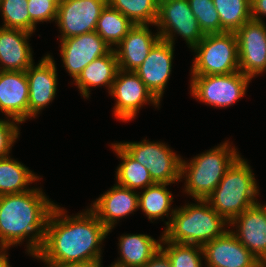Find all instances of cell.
<instances>
[{
    "mask_svg": "<svg viewBox=\"0 0 266 267\" xmlns=\"http://www.w3.org/2000/svg\"><path fill=\"white\" fill-rule=\"evenodd\" d=\"M112 148L123 160L116 171L118 185L135 190L155 184L149 170L135 161L118 143L112 144Z\"/></svg>",
    "mask_w": 266,
    "mask_h": 267,
    "instance_id": "24",
    "label": "cell"
},
{
    "mask_svg": "<svg viewBox=\"0 0 266 267\" xmlns=\"http://www.w3.org/2000/svg\"><path fill=\"white\" fill-rule=\"evenodd\" d=\"M0 267H10L9 263H8V257H7V253L5 254V249H0ZM2 252V253H1Z\"/></svg>",
    "mask_w": 266,
    "mask_h": 267,
    "instance_id": "38",
    "label": "cell"
},
{
    "mask_svg": "<svg viewBox=\"0 0 266 267\" xmlns=\"http://www.w3.org/2000/svg\"><path fill=\"white\" fill-rule=\"evenodd\" d=\"M231 224L233 226L237 224L238 230L232 232H234L239 242L260 263L266 262V207L257 203L238 215Z\"/></svg>",
    "mask_w": 266,
    "mask_h": 267,
    "instance_id": "17",
    "label": "cell"
},
{
    "mask_svg": "<svg viewBox=\"0 0 266 267\" xmlns=\"http://www.w3.org/2000/svg\"><path fill=\"white\" fill-rule=\"evenodd\" d=\"M134 24H154L158 16L159 0H107Z\"/></svg>",
    "mask_w": 266,
    "mask_h": 267,
    "instance_id": "29",
    "label": "cell"
},
{
    "mask_svg": "<svg viewBox=\"0 0 266 267\" xmlns=\"http://www.w3.org/2000/svg\"><path fill=\"white\" fill-rule=\"evenodd\" d=\"M191 93L214 107H228L245 95L252 78L241 71L224 75H192Z\"/></svg>",
    "mask_w": 266,
    "mask_h": 267,
    "instance_id": "8",
    "label": "cell"
},
{
    "mask_svg": "<svg viewBox=\"0 0 266 267\" xmlns=\"http://www.w3.org/2000/svg\"><path fill=\"white\" fill-rule=\"evenodd\" d=\"M231 148V149H230ZM240 155L228 142L181 162V177L185 174V192L197 200H206L222 180L227 169Z\"/></svg>",
    "mask_w": 266,
    "mask_h": 267,
    "instance_id": "5",
    "label": "cell"
},
{
    "mask_svg": "<svg viewBox=\"0 0 266 267\" xmlns=\"http://www.w3.org/2000/svg\"><path fill=\"white\" fill-rule=\"evenodd\" d=\"M258 191L249 164L239 156L206 201L230 224L246 209L259 203L255 200Z\"/></svg>",
    "mask_w": 266,
    "mask_h": 267,
    "instance_id": "4",
    "label": "cell"
},
{
    "mask_svg": "<svg viewBox=\"0 0 266 267\" xmlns=\"http://www.w3.org/2000/svg\"><path fill=\"white\" fill-rule=\"evenodd\" d=\"M149 235L128 234L120 237V259L114 263L119 267H143L161 248Z\"/></svg>",
    "mask_w": 266,
    "mask_h": 267,
    "instance_id": "23",
    "label": "cell"
},
{
    "mask_svg": "<svg viewBox=\"0 0 266 267\" xmlns=\"http://www.w3.org/2000/svg\"><path fill=\"white\" fill-rule=\"evenodd\" d=\"M38 179L19 161L9 156L0 158V195L27 192L30 189L26 186Z\"/></svg>",
    "mask_w": 266,
    "mask_h": 267,
    "instance_id": "25",
    "label": "cell"
},
{
    "mask_svg": "<svg viewBox=\"0 0 266 267\" xmlns=\"http://www.w3.org/2000/svg\"><path fill=\"white\" fill-rule=\"evenodd\" d=\"M62 267H103V266H101V259H99L84 263H72Z\"/></svg>",
    "mask_w": 266,
    "mask_h": 267,
    "instance_id": "37",
    "label": "cell"
},
{
    "mask_svg": "<svg viewBox=\"0 0 266 267\" xmlns=\"http://www.w3.org/2000/svg\"><path fill=\"white\" fill-rule=\"evenodd\" d=\"M14 122L20 123L15 119H12V122L0 119V158L8 157L13 143L18 138L19 129Z\"/></svg>",
    "mask_w": 266,
    "mask_h": 267,
    "instance_id": "34",
    "label": "cell"
},
{
    "mask_svg": "<svg viewBox=\"0 0 266 267\" xmlns=\"http://www.w3.org/2000/svg\"><path fill=\"white\" fill-rule=\"evenodd\" d=\"M28 101L26 71H0V110L22 123L28 119Z\"/></svg>",
    "mask_w": 266,
    "mask_h": 267,
    "instance_id": "18",
    "label": "cell"
},
{
    "mask_svg": "<svg viewBox=\"0 0 266 267\" xmlns=\"http://www.w3.org/2000/svg\"><path fill=\"white\" fill-rule=\"evenodd\" d=\"M64 215V209L55 205L47 221L43 245L35 257L47 267L101 259L100 244L110 231L90 209L74 217Z\"/></svg>",
    "mask_w": 266,
    "mask_h": 267,
    "instance_id": "1",
    "label": "cell"
},
{
    "mask_svg": "<svg viewBox=\"0 0 266 267\" xmlns=\"http://www.w3.org/2000/svg\"><path fill=\"white\" fill-rule=\"evenodd\" d=\"M138 195L134 190L116 184L102 194L90 210L110 231L117 220L139 209Z\"/></svg>",
    "mask_w": 266,
    "mask_h": 267,
    "instance_id": "19",
    "label": "cell"
},
{
    "mask_svg": "<svg viewBox=\"0 0 266 267\" xmlns=\"http://www.w3.org/2000/svg\"><path fill=\"white\" fill-rule=\"evenodd\" d=\"M160 241L168 244L165 249L161 244V249L169 257L172 267H202L200 257V254L203 255L202 246L174 243L168 241L164 236Z\"/></svg>",
    "mask_w": 266,
    "mask_h": 267,
    "instance_id": "31",
    "label": "cell"
},
{
    "mask_svg": "<svg viewBox=\"0 0 266 267\" xmlns=\"http://www.w3.org/2000/svg\"><path fill=\"white\" fill-rule=\"evenodd\" d=\"M239 70L253 78L266 71V25L250 20L236 32Z\"/></svg>",
    "mask_w": 266,
    "mask_h": 267,
    "instance_id": "12",
    "label": "cell"
},
{
    "mask_svg": "<svg viewBox=\"0 0 266 267\" xmlns=\"http://www.w3.org/2000/svg\"><path fill=\"white\" fill-rule=\"evenodd\" d=\"M213 3L226 32H236L251 20V0H213Z\"/></svg>",
    "mask_w": 266,
    "mask_h": 267,
    "instance_id": "27",
    "label": "cell"
},
{
    "mask_svg": "<svg viewBox=\"0 0 266 267\" xmlns=\"http://www.w3.org/2000/svg\"><path fill=\"white\" fill-rule=\"evenodd\" d=\"M135 161L150 172L155 183L171 184L182 179V159L164 143L124 142L118 143Z\"/></svg>",
    "mask_w": 266,
    "mask_h": 267,
    "instance_id": "7",
    "label": "cell"
},
{
    "mask_svg": "<svg viewBox=\"0 0 266 267\" xmlns=\"http://www.w3.org/2000/svg\"><path fill=\"white\" fill-rule=\"evenodd\" d=\"M32 33L0 27V71H26L32 64L27 42Z\"/></svg>",
    "mask_w": 266,
    "mask_h": 267,
    "instance_id": "21",
    "label": "cell"
},
{
    "mask_svg": "<svg viewBox=\"0 0 266 267\" xmlns=\"http://www.w3.org/2000/svg\"><path fill=\"white\" fill-rule=\"evenodd\" d=\"M160 39L159 33L152 35L147 24H134L124 39L113 48L119 69L134 71L146 59L149 51Z\"/></svg>",
    "mask_w": 266,
    "mask_h": 267,
    "instance_id": "20",
    "label": "cell"
},
{
    "mask_svg": "<svg viewBox=\"0 0 266 267\" xmlns=\"http://www.w3.org/2000/svg\"><path fill=\"white\" fill-rule=\"evenodd\" d=\"M258 15H266V0H251V19L263 22Z\"/></svg>",
    "mask_w": 266,
    "mask_h": 267,
    "instance_id": "36",
    "label": "cell"
},
{
    "mask_svg": "<svg viewBox=\"0 0 266 267\" xmlns=\"http://www.w3.org/2000/svg\"><path fill=\"white\" fill-rule=\"evenodd\" d=\"M30 19L36 24L57 19L58 7L51 0H28Z\"/></svg>",
    "mask_w": 266,
    "mask_h": 267,
    "instance_id": "33",
    "label": "cell"
},
{
    "mask_svg": "<svg viewBox=\"0 0 266 267\" xmlns=\"http://www.w3.org/2000/svg\"><path fill=\"white\" fill-rule=\"evenodd\" d=\"M119 71L113 48L104 56L89 63L74 80L83 97H89L90 87L107 86L110 92Z\"/></svg>",
    "mask_w": 266,
    "mask_h": 267,
    "instance_id": "22",
    "label": "cell"
},
{
    "mask_svg": "<svg viewBox=\"0 0 266 267\" xmlns=\"http://www.w3.org/2000/svg\"><path fill=\"white\" fill-rule=\"evenodd\" d=\"M55 61L50 55L42 58L37 66L26 70L29 85L28 118L37 116L55 97L57 72Z\"/></svg>",
    "mask_w": 266,
    "mask_h": 267,
    "instance_id": "16",
    "label": "cell"
},
{
    "mask_svg": "<svg viewBox=\"0 0 266 267\" xmlns=\"http://www.w3.org/2000/svg\"><path fill=\"white\" fill-rule=\"evenodd\" d=\"M193 50L196 57L192 75H224L240 71L235 32L206 34Z\"/></svg>",
    "mask_w": 266,
    "mask_h": 267,
    "instance_id": "6",
    "label": "cell"
},
{
    "mask_svg": "<svg viewBox=\"0 0 266 267\" xmlns=\"http://www.w3.org/2000/svg\"><path fill=\"white\" fill-rule=\"evenodd\" d=\"M107 0H63L57 10L55 22L61 31V39L93 32Z\"/></svg>",
    "mask_w": 266,
    "mask_h": 267,
    "instance_id": "11",
    "label": "cell"
},
{
    "mask_svg": "<svg viewBox=\"0 0 266 267\" xmlns=\"http://www.w3.org/2000/svg\"><path fill=\"white\" fill-rule=\"evenodd\" d=\"M60 40L63 64L74 80L89 63L112 49L96 31Z\"/></svg>",
    "mask_w": 266,
    "mask_h": 267,
    "instance_id": "13",
    "label": "cell"
},
{
    "mask_svg": "<svg viewBox=\"0 0 266 267\" xmlns=\"http://www.w3.org/2000/svg\"><path fill=\"white\" fill-rule=\"evenodd\" d=\"M167 183H155L145 188L138 195L139 207L147 215L148 219H158L168 215L171 210V202L174 199L171 192L167 190Z\"/></svg>",
    "mask_w": 266,
    "mask_h": 267,
    "instance_id": "28",
    "label": "cell"
},
{
    "mask_svg": "<svg viewBox=\"0 0 266 267\" xmlns=\"http://www.w3.org/2000/svg\"><path fill=\"white\" fill-rule=\"evenodd\" d=\"M156 25L160 30V38L173 45V32L182 36L192 49L204 37L188 0H159Z\"/></svg>",
    "mask_w": 266,
    "mask_h": 267,
    "instance_id": "9",
    "label": "cell"
},
{
    "mask_svg": "<svg viewBox=\"0 0 266 267\" xmlns=\"http://www.w3.org/2000/svg\"><path fill=\"white\" fill-rule=\"evenodd\" d=\"M188 2L204 35L226 32L221 27L213 0H188Z\"/></svg>",
    "mask_w": 266,
    "mask_h": 267,
    "instance_id": "32",
    "label": "cell"
},
{
    "mask_svg": "<svg viewBox=\"0 0 266 267\" xmlns=\"http://www.w3.org/2000/svg\"><path fill=\"white\" fill-rule=\"evenodd\" d=\"M202 250L207 267H260L261 265L231 230L204 244Z\"/></svg>",
    "mask_w": 266,
    "mask_h": 267,
    "instance_id": "14",
    "label": "cell"
},
{
    "mask_svg": "<svg viewBox=\"0 0 266 267\" xmlns=\"http://www.w3.org/2000/svg\"><path fill=\"white\" fill-rule=\"evenodd\" d=\"M260 267H266V262L261 263Z\"/></svg>",
    "mask_w": 266,
    "mask_h": 267,
    "instance_id": "40",
    "label": "cell"
},
{
    "mask_svg": "<svg viewBox=\"0 0 266 267\" xmlns=\"http://www.w3.org/2000/svg\"><path fill=\"white\" fill-rule=\"evenodd\" d=\"M28 0H1L0 11L4 17L3 28L20 29L33 33L35 23L27 10Z\"/></svg>",
    "mask_w": 266,
    "mask_h": 267,
    "instance_id": "30",
    "label": "cell"
},
{
    "mask_svg": "<svg viewBox=\"0 0 266 267\" xmlns=\"http://www.w3.org/2000/svg\"><path fill=\"white\" fill-rule=\"evenodd\" d=\"M57 7L62 2V0H51Z\"/></svg>",
    "mask_w": 266,
    "mask_h": 267,
    "instance_id": "39",
    "label": "cell"
},
{
    "mask_svg": "<svg viewBox=\"0 0 266 267\" xmlns=\"http://www.w3.org/2000/svg\"><path fill=\"white\" fill-rule=\"evenodd\" d=\"M42 190L0 195V248L22 242L29 234L27 251L34 257L39 253L46 233L49 215L56 204ZM35 233V234H34Z\"/></svg>",
    "mask_w": 266,
    "mask_h": 267,
    "instance_id": "2",
    "label": "cell"
},
{
    "mask_svg": "<svg viewBox=\"0 0 266 267\" xmlns=\"http://www.w3.org/2000/svg\"><path fill=\"white\" fill-rule=\"evenodd\" d=\"M173 49V44L160 38L143 63L134 70L159 101L171 74Z\"/></svg>",
    "mask_w": 266,
    "mask_h": 267,
    "instance_id": "15",
    "label": "cell"
},
{
    "mask_svg": "<svg viewBox=\"0 0 266 267\" xmlns=\"http://www.w3.org/2000/svg\"><path fill=\"white\" fill-rule=\"evenodd\" d=\"M143 267H172V264L167 254L160 248Z\"/></svg>",
    "mask_w": 266,
    "mask_h": 267,
    "instance_id": "35",
    "label": "cell"
},
{
    "mask_svg": "<svg viewBox=\"0 0 266 267\" xmlns=\"http://www.w3.org/2000/svg\"><path fill=\"white\" fill-rule=\"evenodd\" d=\"M133 26V22L107 3L97 20L95 31L112 47L118 45Z\"/></svg>",
    "mask_w": 266,
    "mask_h": 267,
    "instance_id": "26",
    "label": "cell"
},
{
    "mask_svg": "<svg viewBox=\"0 0 266 267\" xmlns=\"http://www.w3.org/2000/svg\"><path fill=\"white\" fill-rule=\"evenodd\" d=\"M109 93L117 99L114 115L123 121L134 119L144 103H160L134 71L119 69Z\"/></svg>",
    "mask_w": 266,
    "mask_h": 267,
    "instance_id": "10",
    "label": "cell"
},
{
    "mask_svg": "<svg viewBox=\"0 0 266 267\" xmlns=\"http://www.w3.org/2000/svg\"><path fill=\"white\" fill-rule=\"evenodd\" d=\"M197 202L171 210L163 233L168 241L203 246L227 231L223 227L228 222L206 200Z\"/></svg>",
    "mask_w": 266,
    "mask_h": 267,
    "instance_id": "3",
    "label": "cell"
}]
</instances>
